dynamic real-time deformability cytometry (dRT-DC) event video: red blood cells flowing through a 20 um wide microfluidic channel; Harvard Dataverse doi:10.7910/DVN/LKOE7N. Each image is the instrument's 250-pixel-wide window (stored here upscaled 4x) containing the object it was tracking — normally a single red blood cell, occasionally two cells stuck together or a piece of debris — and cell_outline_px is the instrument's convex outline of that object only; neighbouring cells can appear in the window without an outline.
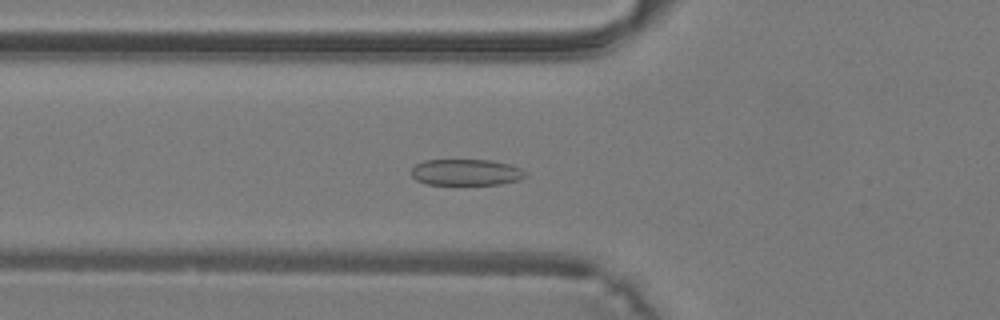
{"species": "common noctule bat (a hibernating species)", "species_latin": "Nyctalus noctula", "temperature_condition": "warm", "stored_images_in_passage": 39, "camera_frame_rate_fps": 3000, "um_per_image_px": 0.085, "animal": {"sex": "male", "body_mass_g": 19.2, "forearm_length_mm": 51.8}, "frame": {"image": 1, "passage_image": 13, "time_ms": 4.0, "image_size_px": [1000, 320], "cell_outline_px": [[528, 176], [520, 180], [500, 184], [428, 184], [416, 180], [412, 176], [412, 168], [416, 164], [424, 160], [488, 160], [508, 164], [520, 168], [528, 172]], "centroid_in_image_um": [39.65, 14.64], "position_along_channel_um": 86.1, "area_um2": 17.46}}
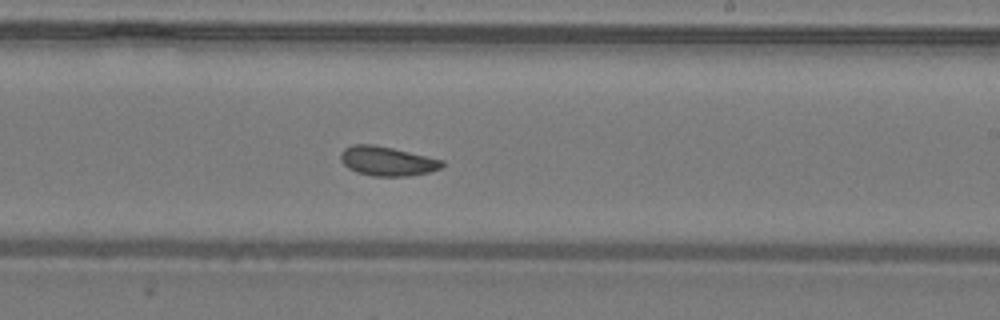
{"frame": {"image": 2, "passage_image": 23, "time_ms": 7.333, "image_size_px": [1000, 320], "cell_outline_px": [[444, 164], [440, 168], [428, 172], [408, 176], [372, 176], [356, 172], [348, 168], [340, 160], [340, 152], [344, 148], [352, 144], [372, 144], [392, 148], [444, 160]], "centroid_in_image_um": [32.87, 13.69], "position_along_channel_um": 256.1, "area_um2": 17.34}}
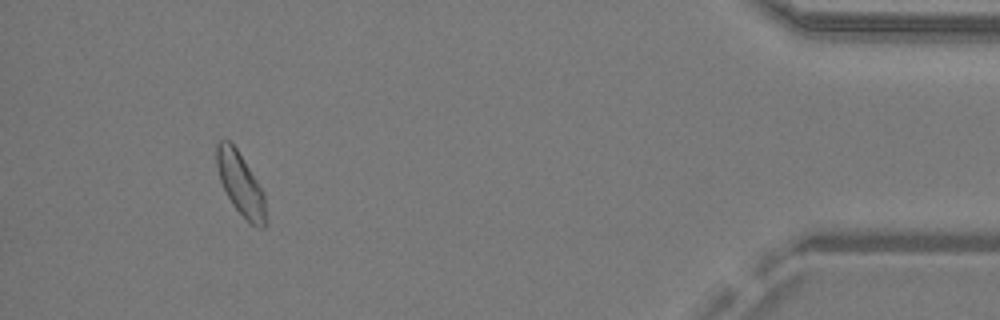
{"frame": {"image": 3, "passage_image": 36, "time_ms": 11.667, "image_size_px": [1000, 320], "cell_outline_px": [[264, 228], [260, 228], [252, 224], [232, 204], [220, 180], [216, 168], [216, 144], [220, 140], [228, 140], [236, 148], [264, 192]], "centroid_in_image_um": [20.4, 15.59], "position_along_channel_um": 414.8, "area_um2": 17.34}}